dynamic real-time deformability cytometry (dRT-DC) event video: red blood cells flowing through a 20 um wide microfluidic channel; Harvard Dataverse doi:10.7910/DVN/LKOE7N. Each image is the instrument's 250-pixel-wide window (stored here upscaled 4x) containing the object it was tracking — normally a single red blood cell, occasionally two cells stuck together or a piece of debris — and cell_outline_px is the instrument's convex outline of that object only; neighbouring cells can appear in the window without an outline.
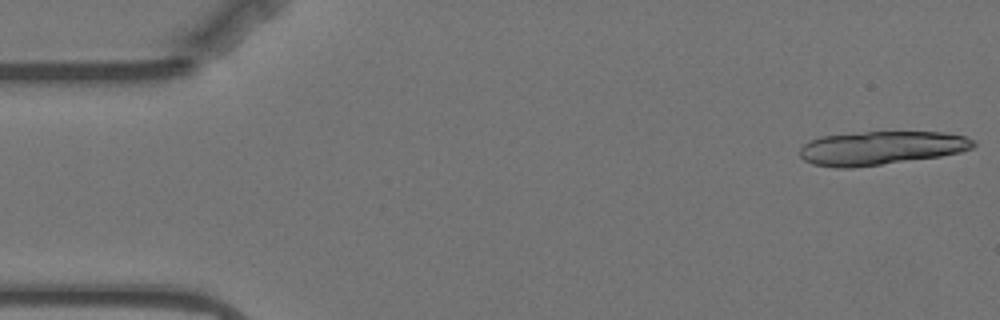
{"species": "Egyptian fruit bat (a non-hibernating species)", "species_latin": "Rousettus aegyptiacus", "temperature_condition": "warm", "stored_images_in_passage": 17, "camera_frame_rate_fps": 3000, "um_per_image_px": 0.085, "animal": {"sex": "female"}, "frame": {"image": 1, "passage_image": 1, "time_ms": 0.0, "image_size_px": [1000, 320], "cell_outline_px": [[976, 144], [972, 148], [960, 152], [940, 156], [852, 168], [836, 168], [812, 164], [804, 160], [800, 156], [800, 148], [808, 140], [820, 136], [864, 132], [944, 132], [964, 136], [976, 140]], "centroid_in_image_um": [74.87, 12.58], "position_along_channel_um": 10.1, "area_um2": 34.1}}